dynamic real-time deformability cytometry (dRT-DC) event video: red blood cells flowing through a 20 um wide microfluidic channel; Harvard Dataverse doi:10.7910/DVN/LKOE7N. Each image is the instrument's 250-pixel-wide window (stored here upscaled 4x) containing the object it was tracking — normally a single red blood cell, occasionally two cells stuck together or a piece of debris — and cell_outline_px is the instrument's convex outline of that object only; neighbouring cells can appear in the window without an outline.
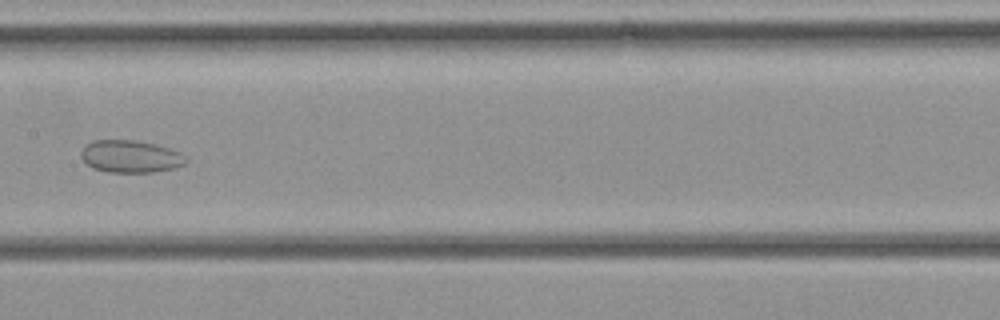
{"species": "common noctule bat (a hibernating species)", "species_latin": "Nyctalus noctula", "temperature_condition": "cold", "stored_images_in_passage": 31, "camera_frame_rate_fps": 3000, "um_per_image_px": 0.085, "animal": {"sex": "female", "body_mass_g": 21.9}, "frame": {"image": 1, "passage_image": 14, "time_ms": 4.333, "image_size_px": [1000, 320], "cell_outline_px": [[188, 160], [184, 164], [172, 168], [152, 172], [108, 172], [92, 168], [80, 156], [80, 152], [84, 144], [92, 140], [136, 140], [156, 144], [180, 152]], "centroid_in_image_um": [11.05, 13.28], "position_along_channel_um": 196.4, "area_um2": 19.83}}